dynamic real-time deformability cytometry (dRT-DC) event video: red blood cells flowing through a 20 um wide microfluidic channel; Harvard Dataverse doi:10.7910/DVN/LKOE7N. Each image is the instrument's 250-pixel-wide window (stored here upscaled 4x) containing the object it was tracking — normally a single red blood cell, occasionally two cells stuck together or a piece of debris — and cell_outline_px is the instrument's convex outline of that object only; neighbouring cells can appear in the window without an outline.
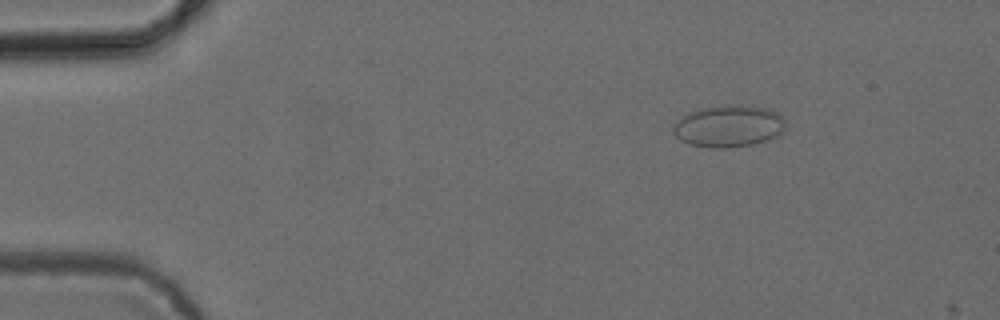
{"species": "common noctule bat (a hibernating species)", "species_latin": "Nyctalus noctula", "temperature_condition": "cold", "stored_images_in_passage": 10, "camera_frame_rate_fps": 3000, "um_per_image_px": 0.085, "animal": {"sex": "female", "body_mass_g": 24.6, "forearm_length_mm": 56.2}, "frame": {"image": 1, "passage_image": 8, "time_ms": 2.333, "image_size_px": [1000, 320], "cell_outline_px": [[784, 132], [768, 140], [752, 144], [724, 148], [720, 148], [688, 144], [680, 140], [672, 132], [672, 124], [676, 120], [688, 112], [704, 108], [732, 104], [740, 104], [768, 108], [776, 112], [784, 120]], "centroid_in_image_um": [61.91, 10.71], "position_along_channel_um": 23.1, "area_um2": 27.51}}